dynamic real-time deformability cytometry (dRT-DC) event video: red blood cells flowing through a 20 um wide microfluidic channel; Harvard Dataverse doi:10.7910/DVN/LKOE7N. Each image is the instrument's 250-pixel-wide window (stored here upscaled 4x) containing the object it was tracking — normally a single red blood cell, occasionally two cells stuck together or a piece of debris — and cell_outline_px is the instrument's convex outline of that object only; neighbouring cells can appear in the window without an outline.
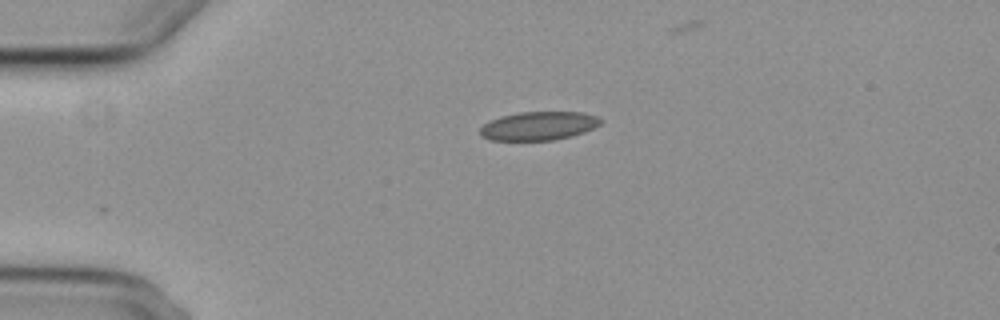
{"species": "common noctule bat (a hibernating species)", "species_latin": "Nyctalus noctula", "temperature_condition": "cold", "stored_images_in_passage": 3, "camera_frame_rate_fps": 3000, "um_per_image_px": 0.085, "animal": {"sex": "female", "body_mass_g": 29.2, "forearm_length_mm": 56.3}, "frame": {"image": 1, "passage_image": 1, "time_ms": 0.0, "image_size_px": [1000, 320], "cell_outline_px": [[604, 120], [600, 124], [584, 132], [572, 136], [552, 140], [488, 140], [480, 136], [480, 128], [488, 120], [500, 116], [520, 112], [584, 112], [596, 116]], "centroid_in_image_um": [45.76, 10.7], "position_along_channel_um": 39.2, "area_um2": 20.23}}